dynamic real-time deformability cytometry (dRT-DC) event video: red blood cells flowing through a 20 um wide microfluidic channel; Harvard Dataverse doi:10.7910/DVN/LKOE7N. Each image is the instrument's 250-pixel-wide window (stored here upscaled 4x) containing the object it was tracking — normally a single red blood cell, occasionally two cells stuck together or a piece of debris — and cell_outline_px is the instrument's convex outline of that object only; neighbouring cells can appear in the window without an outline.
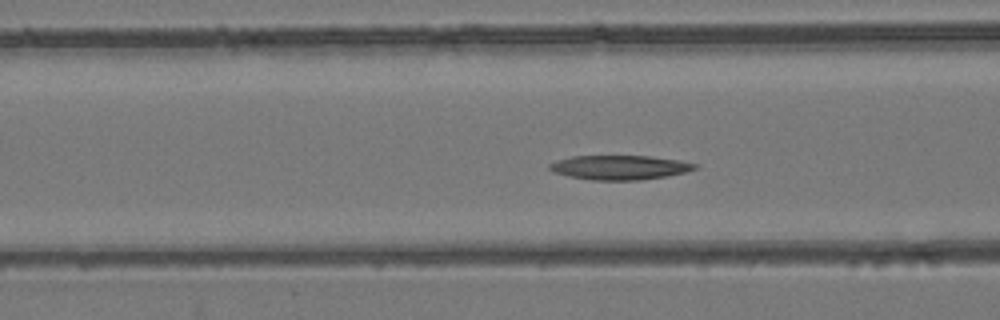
{"species": "common noctule bat (a hibernating species)", "species_latin": "Nyctalus noctula", "temperature_condition": "room temperature", "stored_images_in_passage": 31, "camera_frame_rate_fps": 3000, "um_per_image_px": 0.085, "animal": {"sex": "female", "body_mass_g": 24.6, "forearm_length_mm": 56.2}, "frame": {"image": 1, "passage_image": 11, "time_ms": 3.333, "image_size_px": [1000, 320], "cell_outline_px": [[700, 164], [696, 168], [684, 172], [664, 176], [640, 180], [592, 180], [568, 176], [556, 172], [548, 168], [548, 164], [556, 160], [572, 156], [648, 156], [680, 160]], "centroid_in_image_um": [52.66, 14.22], "position_along_channel_um": 113.9, "area_um2": 20.52}}
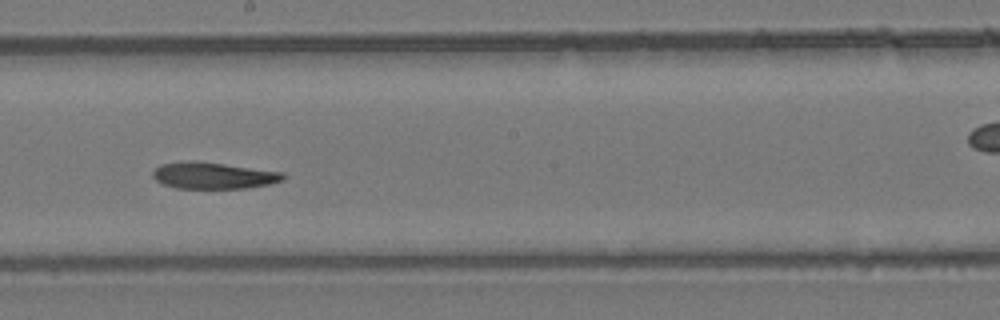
{"frame": {"image": 2, "passage_image": 20, "time_ms": 6.333, "image_size_px": [1000, 320], "cell_outline_px": [[284, 180], [268, 184], [244, 188], [176, 188], [164, 184], [156, 180], [152, 176], [152, 172], [160, 164], [188, 160], [196, 160], [284, 172]], "centroid_in_image_um": [18.11, 14.9], "position_along_channel_um": 230.1, "area_um2": 20.17}}
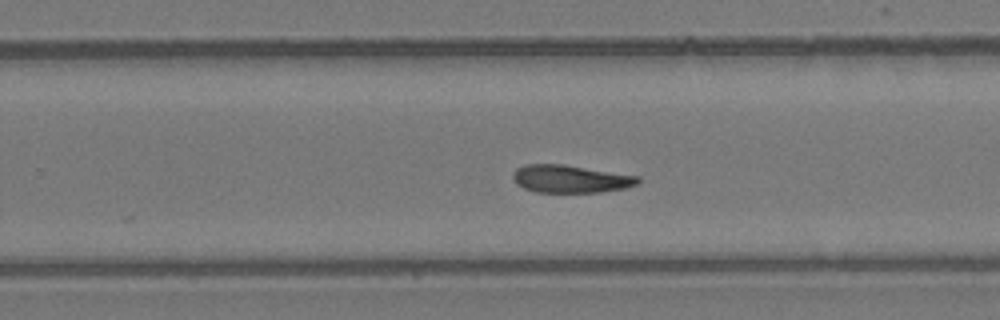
{"frame": {"image": 3, "passage_image": 24, "time_ms": 7.667, "image_size_px": [1000, 320], "cell_outline_px": [[640, 180], [636, 184], [624, 188], [600, 192], [536, 192], [524, 188], [516, 184], [512, 180], [512, 172], [516, 168], [524, 164], [564, 164], [640, 176]], "centroid_in_image_um": [48.44, 15.19], "position_along_channel_um": 281.4, "area_um2": 20.35}}